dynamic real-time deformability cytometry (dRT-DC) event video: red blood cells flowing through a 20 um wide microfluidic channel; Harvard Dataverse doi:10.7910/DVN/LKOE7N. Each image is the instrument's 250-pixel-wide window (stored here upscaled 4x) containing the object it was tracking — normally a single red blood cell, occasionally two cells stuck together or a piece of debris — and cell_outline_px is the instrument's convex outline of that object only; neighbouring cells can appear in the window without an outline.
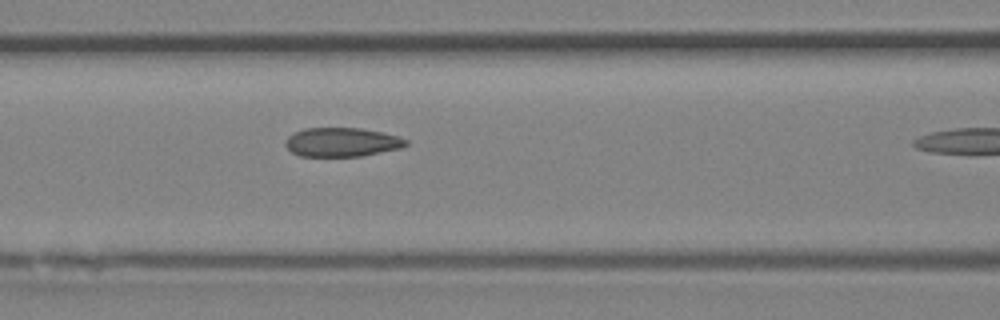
{"species": "Egyptian fruit bat (a non-hibernating species)", "species_latin": "Rousettus aegyptiacus", "temperature_condition": "room temperature", "stored_images_in_passage": 10, "camera_frame_rate_fps": 3000, "um_per_image_px": 0.085, "animal": {"sex": "female"}, "frame": {"image": 1, "passage_image": 9, "time_ms": 2.667, "image_size_px": [1000, 320], "cell_outline_px": [[408, 144], [400, 148], [360, 156], [300, 156], [292, 152], [284, 144], [284, 140], [288, 136], [304, 128], [360, 128], [380, 132], [396, 136], [408, 140]], "centroid_in_image_um": [29.02, 12.08], "position_along_channel_um": 137.6, "area_um2": 20.17}}